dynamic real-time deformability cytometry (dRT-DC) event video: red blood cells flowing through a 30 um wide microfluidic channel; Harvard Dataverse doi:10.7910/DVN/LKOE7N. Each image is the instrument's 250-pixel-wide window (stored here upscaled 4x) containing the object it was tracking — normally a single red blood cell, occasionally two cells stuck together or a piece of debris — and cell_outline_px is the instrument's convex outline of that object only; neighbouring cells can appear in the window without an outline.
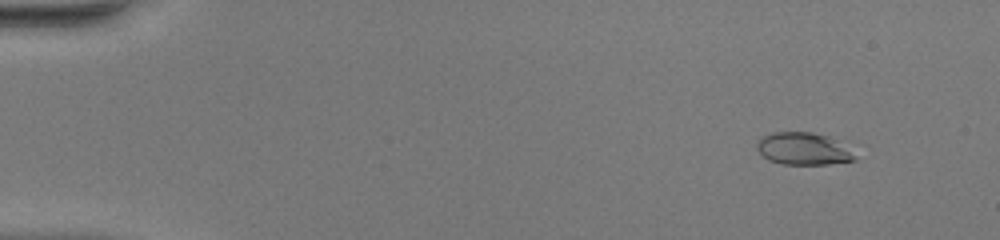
{"species": "common noctule bat (a hibernating species)", "species_latin": "Nyctalus noctula", "temperature_condition": "warm", "stored_images_in_passage": 50, "camera_frame_rate_fps": 3000, "um_per_image_px": 0.085, "animal": {"sex": "female", "body_mass_g": 20.0, "forearm_length_mm": 54.0}, "frame": {"image": 1, "passage_image": 4, "time_ms": 1.0, "image_size_px": [1000, 240], "cell_outline_px": [[856, 160], [828, 164], [780, 164], [768, 160], [756, 148], [756, 144], [764, 136], [772, 132], [812, 132], [828, 136], [848, 152]], "centroid_in_image_um": [68.16, 12.65], "position_along_channel_um": 16.8, "area_um2": 17.74}}
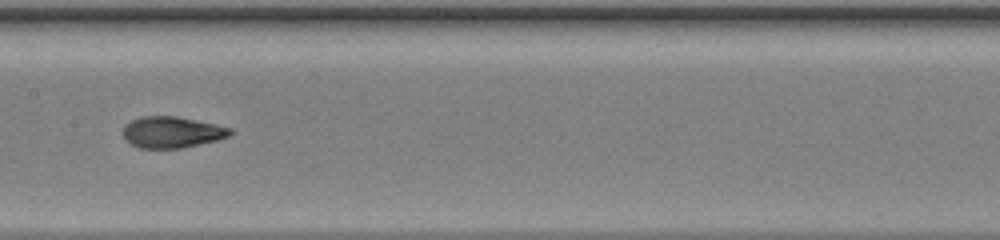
{"frame": {"image": 2, "passage_image": 26, "time_ms": 8.333, "image_size_px": [1000, 240], "cell_outline_px": [[232, 132], [228, 136], [216, 140], [184, 148], [140, 148], [124, 140], [124, 124], [140, 116], [176, 116], [216, 124], [232, 128]], "centroid_in_image_um": [14.6, 11.23], "position_along_channel_um": 192.8, "area_um2": 19.54}}
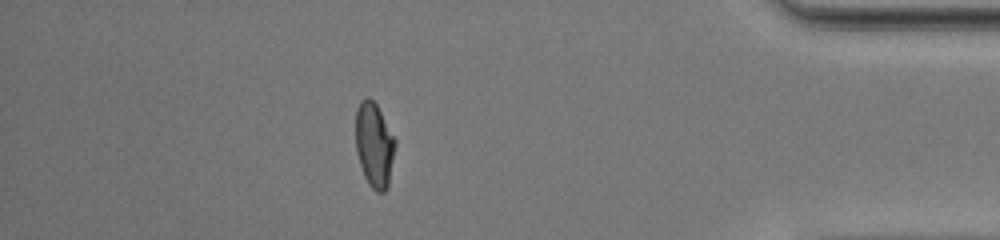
{"frame": {"image": 3, "passage_image": 44, "time_ms": 14.333, "image_size_px": [1000, 240], "cell_outline_px": [[396, 144], [388, 188], [384, 192], [376, 192], [368, 184], [364, 176], [356, 152], [356, 108], [360, 100], [364, 96], [368, 96], [376, 104], [396, 140]], "centroid_in_image_um": [31.81, 12.32], "position_along_channel_um": 403.4, "area_um2": 19.71}, "authors_computed_cell_mechanics": {"area_um2": 19.5075, "velocity_mm_per_s": 4.1394, "shape_relaxation_time_tau1_ms": 6.3717, "shape_relaxation_time_tau2_ms": 1.0589, "deformation_change_tau1": 0.2698, "deformation_change_tau2": 0.0588}}